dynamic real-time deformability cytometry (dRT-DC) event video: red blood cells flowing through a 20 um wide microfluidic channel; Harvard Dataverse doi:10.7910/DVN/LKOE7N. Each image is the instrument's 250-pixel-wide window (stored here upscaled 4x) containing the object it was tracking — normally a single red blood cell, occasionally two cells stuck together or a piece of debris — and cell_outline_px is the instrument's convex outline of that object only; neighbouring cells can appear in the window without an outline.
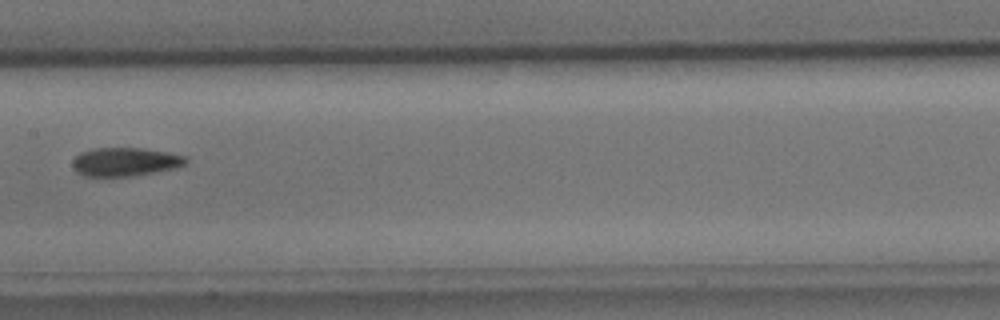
{"species": "common noctule bat (a hibernating species)", "species_latin": "Nyctalus noctula", "temperature_condition": "cold", "stored_images_in_passage": 9, "camera_frame_rate_fps": 3000, "um_per_image_px": 0.085, "animal": {"sex": "male", "body_mass_g": 15.6}, "frame": {"image": 1, "passage_image": 6, "time_ms": 6.0, "image_size_px": [1000, 320], "cell_outline_px": [[188, 160], [184, 164], [176, 168], [132, 176], [84, 176], [76, 172], [72, 168], [72, 160], [80, 152], [92, 148], [144, 148], [168, 152], [188, 156]], "centroid_in_image_um": [10.62, 13.75], "position_along_channel_um": 196.8, "area_um2": 19.07}}
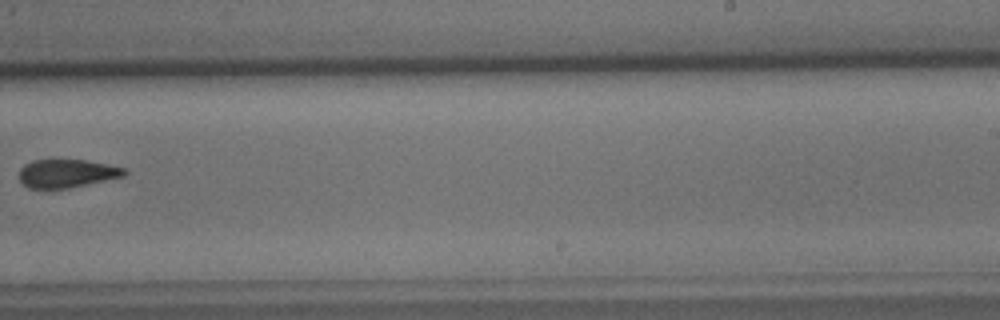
{"frame": {"image": 2, "passage_image": 8, "time_ms": 8.333, "image_size_px": [1000, 320], "cell_outline_px": [[128, 172], [124, 176], [68, 188], [28, 188], [20, 180], [20, 168], [24, 164], [32, 160], [88, 160], [128, 168]], "centroid_in_image_um": [5.71, 14.73], "position_along_channel_um": 283.3, "area_um2": 17.34}}
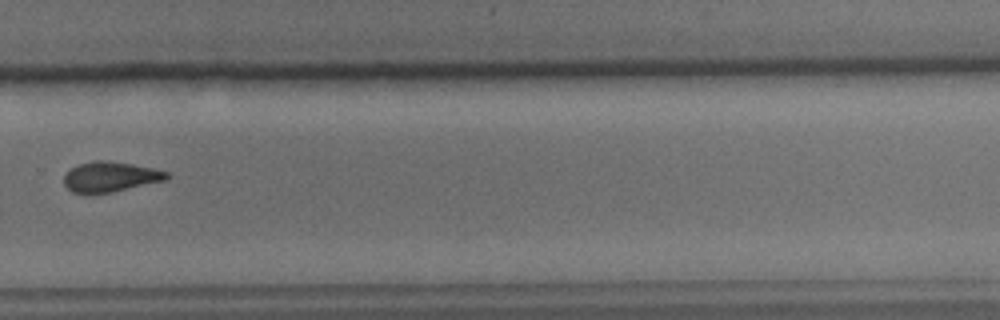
{"frame": {"image": 3, "passage_image": 9, "time_ms": 9.333, "image_size_px": [1000, 320], "cell_outline_px": [[168, 180], [112, 192], [92, 196], [88, 196], [72, 192], [64, 184], [64, 176], [72, 168], [80, 164], [96, 160], [104, 160], [132, 164], [152, 168], [168, 172]], "centroid_in_image_um": [9.36, 15.07], "position_along_channel_um": 320.4, "area_um2": 18.32}}